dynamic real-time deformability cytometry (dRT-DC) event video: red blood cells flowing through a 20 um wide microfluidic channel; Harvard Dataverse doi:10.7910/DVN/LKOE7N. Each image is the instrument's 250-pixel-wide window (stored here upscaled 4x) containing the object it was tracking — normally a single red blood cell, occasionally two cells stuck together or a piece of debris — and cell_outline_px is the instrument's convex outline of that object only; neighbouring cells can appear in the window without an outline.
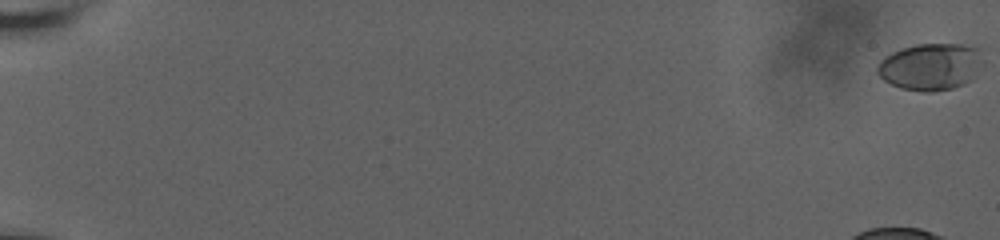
{"species": "human", "species_latin": "Homo sapiens", "temperature_condition": "room temperature", "stored_images_in_passage": 26, "camera_frame_rate_fps": 3000, "um_per_image_px": 0.085, "donor": {"sex": "male"}, "frame": {"image": 1, "passage_image": 1, "time_ms": 0.0, "image_size_px": [1000, 240], "cell_outline_px": [[984, 64], [972, 80], [964, 84], [952, 88], [932, 92], [924, 92], [900, 88], [884, 80], [876, 72], [876, 68], [880, 60], [884, 56], [892, 52], [916, 44], [960, 44], [980, 48], [984, 60]], "centroid_in_image_um": [79.14, 5.66], "position_along_channel_um": 5.9, "area_um2": 29.3}}